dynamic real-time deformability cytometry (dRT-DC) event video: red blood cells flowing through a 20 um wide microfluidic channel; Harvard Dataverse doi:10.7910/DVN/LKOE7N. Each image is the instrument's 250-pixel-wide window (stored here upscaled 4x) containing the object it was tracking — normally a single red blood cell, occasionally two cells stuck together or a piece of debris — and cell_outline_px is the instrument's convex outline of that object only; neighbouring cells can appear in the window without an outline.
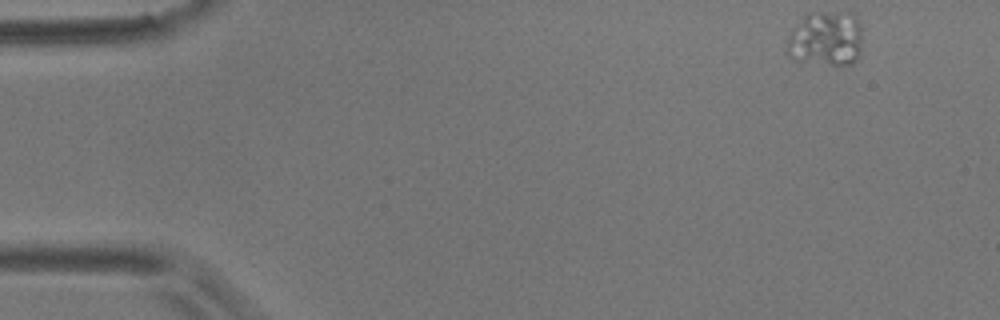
{"species": "common noctule bat (a hibernating species)", "species_latin": "Nyctalus noctula", "temperature_condition": "room temperature", "stored_images_in_passage": 54, "camera_frame_rate_fps": 3000, "um_per_image_px": 0.085, "animal": {"sex": "male", "body_mass_g": 17.9}, "frame": {"image": 1, "passage_image": 1, "time_ms": 0.0, "image_size_px": [1000, 320], "cell_outline_px": [[860, 52], [856, 60], [848, 64], [828, 64], [792, 60], [784, 48], [792, 32], [804, 16], [808, 12], [852, 12], [856, 16], [860, 24]], "centroid_in_image_um": [70.19, 3.28], "position_along_channel_um": 14.8, "area_um2": 24.1}}
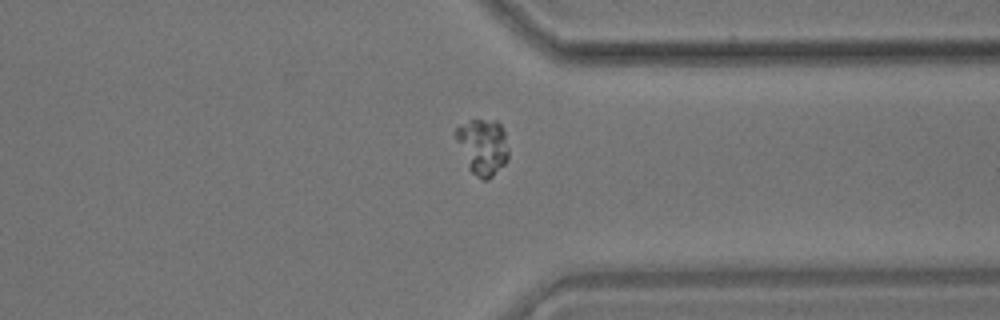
{"frame": {"image": 2, "passage_image": 41, "time_ms": 13.333, "image_size_px": [1000, 320], "cell_outline_px": [[508, 160], [488, 180], [484, 180], [472, 172], [468, 168], [456, 140], [456, 128], [468, 120], [496, 120], [504, 128], [508, 148]], "centroid_in_image_um": [41.05, 12.45], "position_along_channel_um": 370.4, "area_um2": 17.11}}
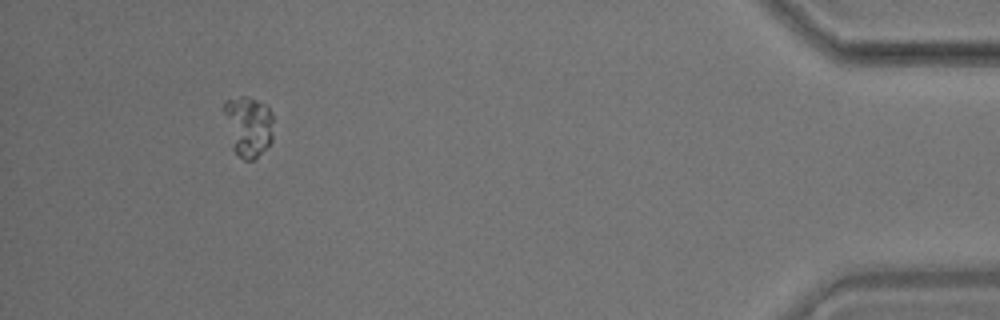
{"frame": {"image": 3, "passage_image": 50, "time_ms": 16.333, "image_size_px": [1000, 320], "cell_outline_px": [[272, 140], [252, 160], [244, 160], [232, 148], [224, 112], [224, 100], [240, 96], [248, 96], [264, 104], [272, 112]], "centroid_in_image_um": [21.09, 10.69], "position_along_channel_um": 414.1, "area_um2": 17.11}}